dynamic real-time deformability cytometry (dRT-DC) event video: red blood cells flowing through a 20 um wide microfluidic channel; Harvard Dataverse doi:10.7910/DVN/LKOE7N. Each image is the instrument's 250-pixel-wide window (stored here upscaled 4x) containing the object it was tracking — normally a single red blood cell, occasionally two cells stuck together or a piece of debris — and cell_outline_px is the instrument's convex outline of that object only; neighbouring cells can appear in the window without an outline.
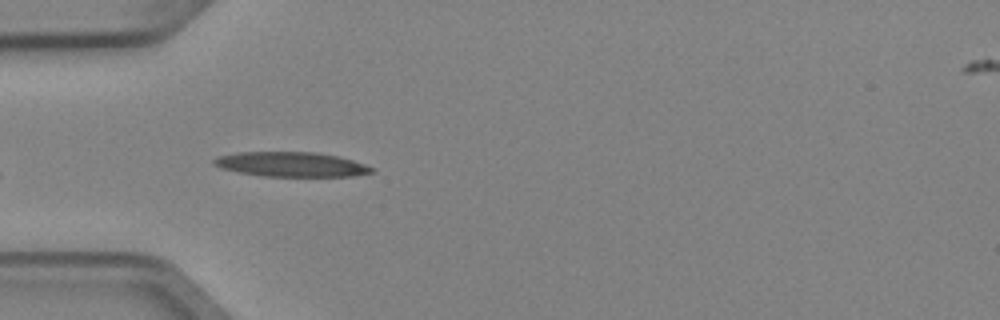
{"species": "Egyptian fruit bat (a non-hibernating species)", "species_latin": "Rousettus aegyptiacus", "temperature_condition": "cold", "stored_images_in_passage": 8, "camera_frame_rate_fps": 3000, "um_per_image_px": 0.085, "animal": {"sex": "female"}, "frame": {"image": 1, "passage_image": 6, "time_ms": 1.667, "image_size_px": [1000, 320], "cell_outline_px": [[376, 172], [352, 176], [264, 176], [240, 172], [220, 168], [212, 164], [212, 160], [216, 156], [240, 152], [316, 152], [336, 156], [352, 160], [376, 168]], "centroid_in_image_um": [24.75, 13.97], "position_along_channel_um": 60.2, "area_um2": 22.72}}
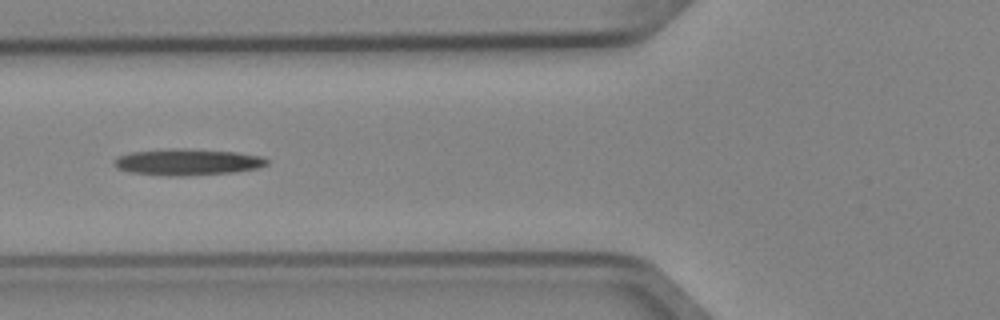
{"frame": {"image": 2, "passage_image": 7, "time_ms": 2.0, "image_size_px": [1000, 320], "cell_outline_px": [[268, 164], [256, 168], [232, 172], [184, 176], [168, 176], [132, 172], [116, 168], [112, 164], [120, 156], [132, 152], [176, 148], [184, 148], [236, 152], [260, 156], [268, 160]], "centroid_in_image_um": [15.93, 13.77], "position_along_channel_um": 109.9, "area_um2": 23.24}}
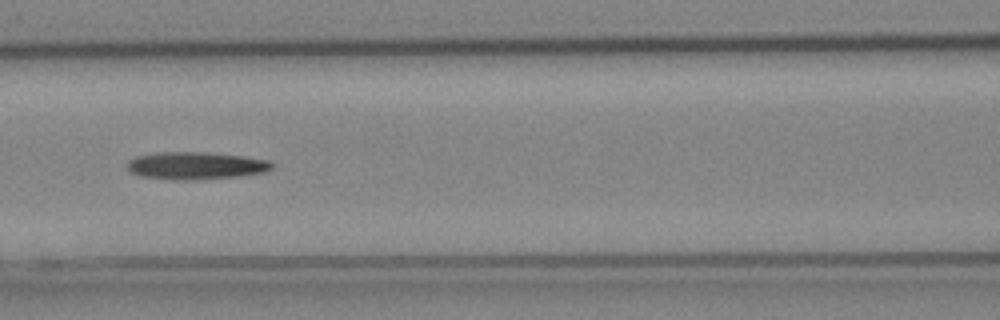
{"frame": {"image": 3, "passage_image": 8, "time_ms": 2.333, "image_size_px": [1000, 320], "cell_outline_px": [[272, 168], [264, 172], [240, 176], [192, 180], [184, 180], [140, 176], [132, 172], [128, 168], [128, 160], [136, 156], [160, 152], [204, 152], [244, 156], [268, 160], [272, 164]], "centroid_in_image_um": [16.65, 14.07], "position_along_channel_um": 150.0, "area_um2": 22.95}}